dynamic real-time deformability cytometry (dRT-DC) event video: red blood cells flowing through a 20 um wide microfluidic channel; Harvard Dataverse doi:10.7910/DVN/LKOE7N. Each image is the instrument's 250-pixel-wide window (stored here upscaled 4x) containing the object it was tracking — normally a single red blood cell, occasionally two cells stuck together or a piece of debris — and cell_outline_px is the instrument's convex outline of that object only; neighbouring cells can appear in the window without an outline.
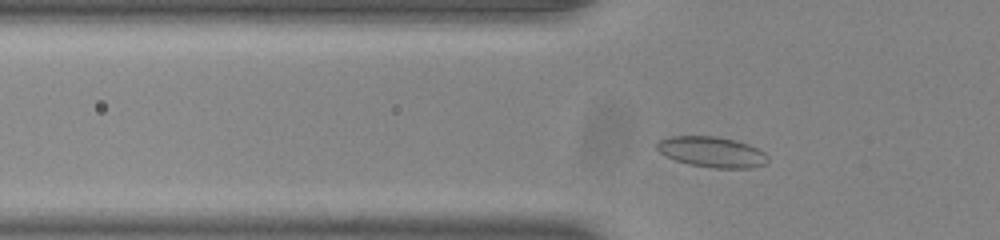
{"species": "common noctule bat (a hibernating species)", "species_latin": "Nyctalus noctula", "temperature_condition": "room temperature", "stored_images_in_passage": 42, "camera_frame_rate_fps": 3000, "um_per_image_px": 0.085, "animal": {"sex": "male", "body_mass_g": 20.0, "forearm_length_mm": 53.3}, "frame": {"image": 1, "passage_image": 6, "time_ms": 1.667, "image_size_px": [1000, 240], "cell_outline_px": [[768, 160], [764, 164], [752, 168], [716, 168], [688, 164], [676, 160], [660, 152], [656, 148], [656, 144], [660, 140], [672, 136], [716, 136], [736, 140], [748, 144], [764, 152], [768, 156]], "centroid_in_image_um": [60.52, 12.91], "position_along_channel_um": 65.3, "area_um2": 19.65}}
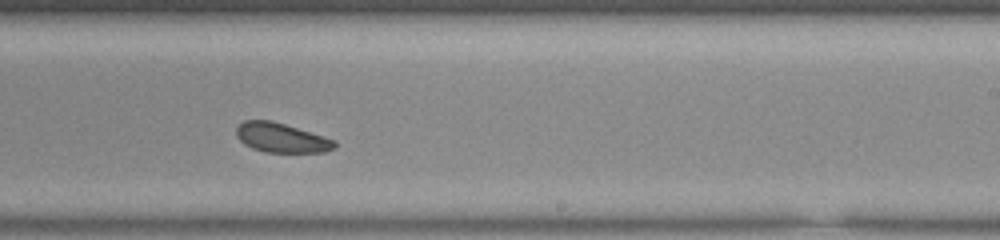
{"frame": {"image": 2, "passage_image": 22, "time_ms": 7.0, "image_size_px": [1000, 240], "cell_outline_px": [[336, 148], [324, 152], [264, 152], [252, 148], [244, 144], [236, 136], [236, 128], [244, 120], [272, 120], [324, 136], [336, 140]], "centroid_in_image_um": [23.92, 11.71], "position_along_channel_um": 265.1, "area_um2": 16.94}}
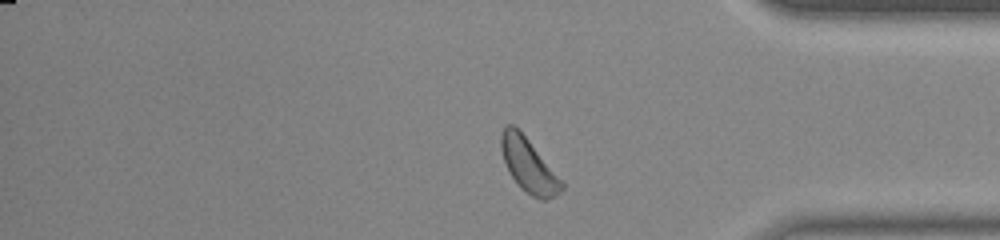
{"frame": {"image": 3, "passage_image": 33, "time_ms": 10.667, "image_size_px": [1000, 240], "cell_outline_px": [[564, 188], [556, 196], [548, 200], [540, 200], [532, 196], [520, 188], [512, 176], [504, 160], [500, 148], [500, 132], [508, 124], [512, 124], [528, 140], [564, 184]], "centroid_in_image_um": [44.92, 14.08], "position_along_channel_um": 390.3, "area_um2": 18.5}}